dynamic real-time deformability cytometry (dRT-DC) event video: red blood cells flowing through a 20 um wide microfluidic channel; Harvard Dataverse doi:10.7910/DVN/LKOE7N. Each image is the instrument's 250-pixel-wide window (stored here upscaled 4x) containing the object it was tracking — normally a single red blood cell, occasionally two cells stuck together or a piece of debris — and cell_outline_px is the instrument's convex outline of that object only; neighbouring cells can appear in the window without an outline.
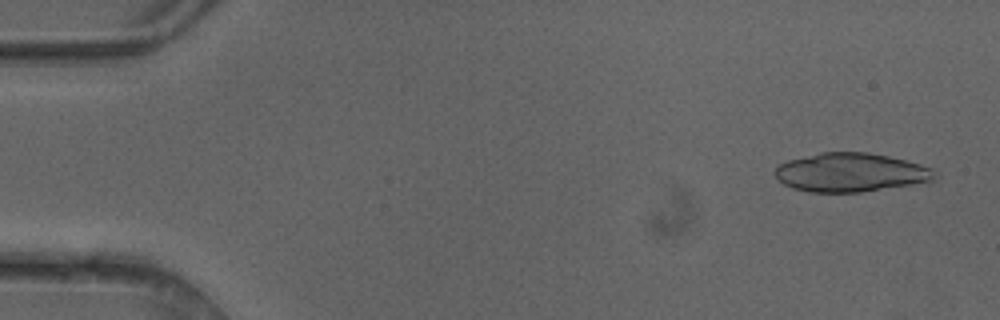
{"species": "common noctule bat (a hibernating species)", "species_latin": "Nyctalus noctula", "temperature_condition": "cold", "stored_images_in_passage": 5, "segment_of_instrument_passage": [2, 2], "camera_frame_rate_fps": 3000, "um_per_image_px": 0.085, "animal": {"sex": "female"}, "frame": {"image": 1, "passage_image": 5, "time_ms": 1.333, "image_size_px": [1000, 320], "cell_outline_px": [[932, 180], [928, 184], [860, 192], [808, 192], [792, 188], [776, 180], [776, 168], [780, 164], [788, 160], [820, 152], [868, 152], [888, 156], [920, 164], [932, 168]], "centroid_in_image_um": [72.32, 14.67], "position_along_channel_um": 12.7, "area_um2": 36.41}}